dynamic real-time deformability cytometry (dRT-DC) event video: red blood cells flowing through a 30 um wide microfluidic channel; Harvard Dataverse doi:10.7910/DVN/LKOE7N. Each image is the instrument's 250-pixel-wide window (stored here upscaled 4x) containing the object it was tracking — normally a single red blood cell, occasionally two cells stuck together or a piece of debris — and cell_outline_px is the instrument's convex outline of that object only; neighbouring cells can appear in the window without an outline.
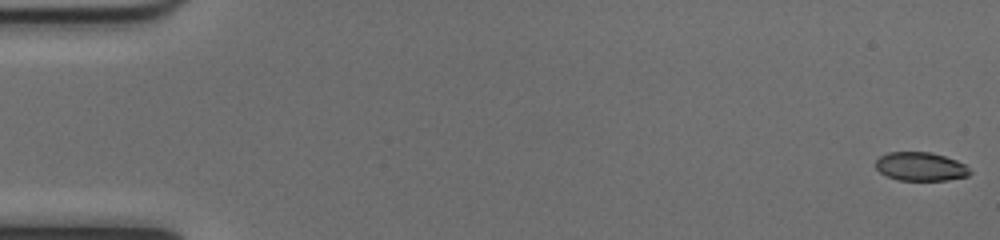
{"species": "common noctule bat (a hibernating species)", "species_latin": "Nyctalus noctula", "temperature_condition": "cold", "stored_images_in_passage": 52, "camera_frame_rate_fps": 3000, "um_per_image_px": 0.085, "animal": {"sex": "female", "body_mass_g": 17.0, "forearm_length_mm": 48.0}, "frame": {"image": 1, "passage_image": 1, "time_ms": 0.0, "image_size_px": [1000, 240], "cell_outline_px": [[972, 172], [968, 176], [948, 180], [900, 180], [888, 176], [880, 172], [876, 168], [876, 160], [880, 156], [888, 152], [928, 152], [944, 156], [956, 160], [964, 164]], "centroid_in_image_um": [78.25, 14.16], "position_along_channel_um": 6.7, "area_um2": 15.61}}
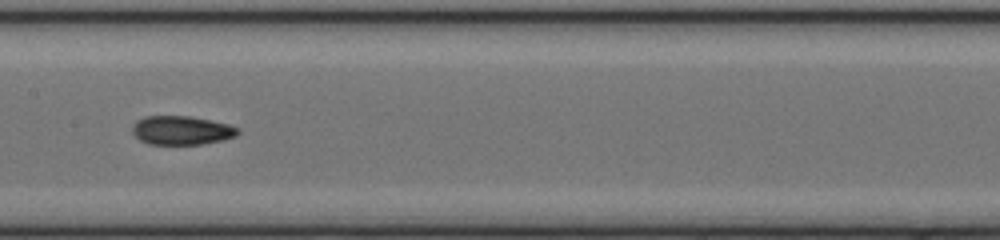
{"frame": {"image": 2, "passage_image": 27, "time_ms": 8.667, "image_size_px": [1000, 240], "cell_outline_px": [[240, 132], [236, 136], [224, 140], [200, 144], [148, 144], [140, 140], [132, 132], [132, 124], [136, 120], [144, 116], [188, 116], [228, 124], [240, 128]], "centroid_in_image_um": [15.42, 11.08], "position_along_channel_um": 192.0, "area_um2": 17.8}}
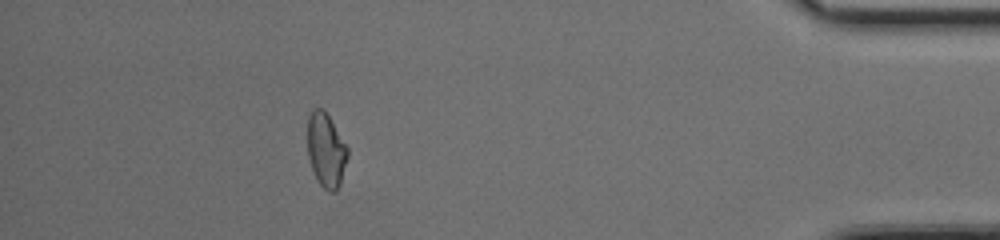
{"frame": {"image": 3, "passage_image": 47, "time_ms": 15.333, "image_size_px": [1000, 240], "cell_outline_px": [[348, 156], [340, 184], [336, 192], [328, 192], [316, 180], [312, 172], [308, 156], [308, 116], [312, 108], [324, 108], [348, 148]], "centroid_in_image_um": [27.7, 12.77], "position_along_channel_um": 407.5, "area_um2": 17.51}, "authors_computed_cell_mechanics": {"area_um2": 17.4556, "velocity_mm_per_s": 4.0218, "shape_relaxation_time_tau1_ms": null, "shape_relaxation_time_tau2_ms": 3.0845, "deformation_change_tau1": null, "deformation_change_tau2": 0.0785}}